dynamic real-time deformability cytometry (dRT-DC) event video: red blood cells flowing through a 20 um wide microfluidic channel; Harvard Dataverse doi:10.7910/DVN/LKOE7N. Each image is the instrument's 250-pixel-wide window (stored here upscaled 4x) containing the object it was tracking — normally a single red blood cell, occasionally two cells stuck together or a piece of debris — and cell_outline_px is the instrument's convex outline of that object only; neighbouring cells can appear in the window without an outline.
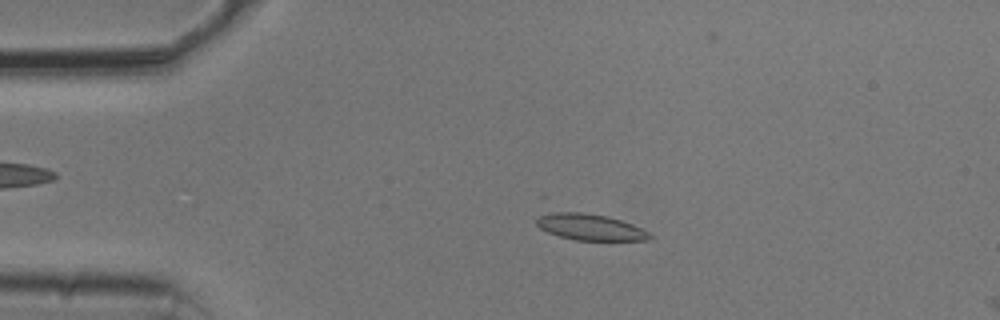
{"species": "common noctule bat (a hibernating species)", "species_latin": "Nyctalus noctula", "temperature_condition": "cold", "stored_images_in_passage": 6, "camera_frame_rate_fps": 3000, "um_per_image_px": 0.085, "animal": {"sex": "male", "body_mass_g": 20.5, "forearm_length_mm": 52.5}, "frame": {"image": 1, "passage_image": 4, "time_ms": 1.0, "image_size_px": [1000, 320], "cell_outline_px": [[652, 240], [576, 240], [560, 236], [548, 232], [540, 228], [536, 224], [536, 220], [540, 216], [556, 212], [580, 212], [608, 216], [632, 224], [648, 232], [652, 236]], "centroid_in_image_um": [50.18, 19.31], "position_along_channel_um": 34.8, "area_um2": 17.05}}